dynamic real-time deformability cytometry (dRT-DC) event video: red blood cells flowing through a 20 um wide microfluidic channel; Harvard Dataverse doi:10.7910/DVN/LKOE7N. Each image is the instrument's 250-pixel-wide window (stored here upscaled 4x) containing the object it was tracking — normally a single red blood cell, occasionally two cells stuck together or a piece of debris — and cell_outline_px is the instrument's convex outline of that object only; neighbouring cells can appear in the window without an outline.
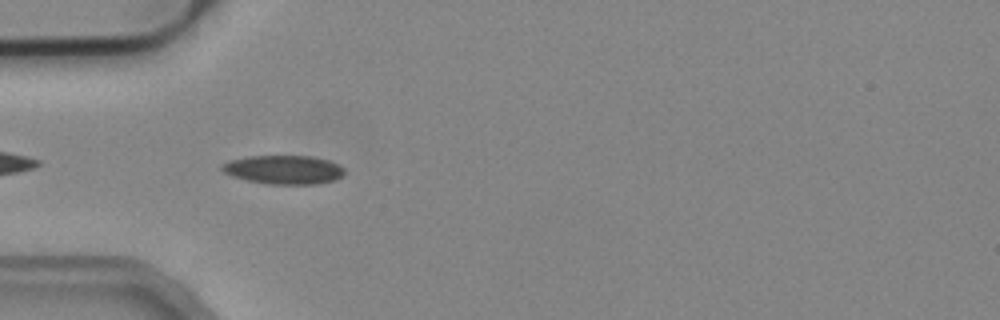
{"species": "common noctule bat (a hibernating species)", "species_latin": "Nyctalus noctula", "temperature_condition": "cold", "stored_images_in_passage": 15, "camera_frame_rate_fps": 3000, "um_per_image_px": 0.085, "animal": {"sex": "male", "body_mass_g": 19.2, "forearm_length_mm": 51.8}, "frame": {"image": 1, "passage_image": 3, "time_ms": 0.667, "image_size_px": [1000, 320], "cell_outline_px": [[344, 172], [340, 176], [332, 180], [316, 184], [268, 184], [248, 180], [232, 176], [224, 172], [220, 168], [220, 164], [228, 160], [248, 156], [312, 156], [328, 160], [344, 168]], "centroid_in_image_um": [24.05, 14.41], "position_along_channel_um": 60.9, "area_um2": 20.46}}